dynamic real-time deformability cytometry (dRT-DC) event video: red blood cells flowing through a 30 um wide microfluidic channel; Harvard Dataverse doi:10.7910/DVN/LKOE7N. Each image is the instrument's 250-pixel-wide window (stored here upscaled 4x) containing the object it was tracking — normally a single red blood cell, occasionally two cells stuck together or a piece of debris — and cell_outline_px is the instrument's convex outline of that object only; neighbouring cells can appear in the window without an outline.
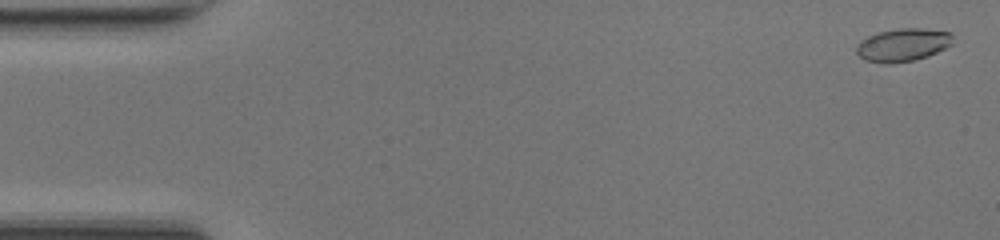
{"species": "common noctule bat (a hibernating species)", "species_latin": "Nyctalus noctula", "temperature_condition": "room temperature", "stored_images_in_passage": 50, "camera_frame_rate_fps": 3000, "um_per_image_px": 0.085, "animal": {"sex": "female", "body_mass_g": 17.0, "forearm_length_mm": 48.0}, "frame": {"image": 1, "passage_image": 2, "time_ms": 0.333, "image_size_px": [1000, 240], "cell_outline_px": [[952, 44], [928, 56], [912, 60], [888, 64], [864, 60], [856, 52], [856, 44], [860, 40], [868, 36], [880, 32], [900, 28], [920, 28], [952, 32]], "centroid_in_image_um": [76.72, 3.81], "position_along_channel_um": 8.3, "area_um2": 18.44}}
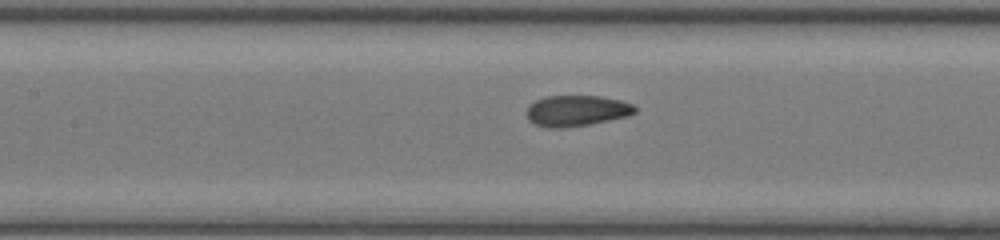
{"frame": {"image": 2, "passage_image": 23, "time_ms": 7.333, "image_size_px": [1000, 240], "cell_outline_px": [[636, 112], [628, 116], [592, 124], [564, 128], [548, 128], [536, 124], [528, 120], [528, 104], [536, 100], [548, 96], [600, 96], [620, 100], [632, 104], [636, 108]], "centroid_in_image_um": [49.02, 9.42], "position_along_channel_um": 158.4, "area_um2": 19.54}}
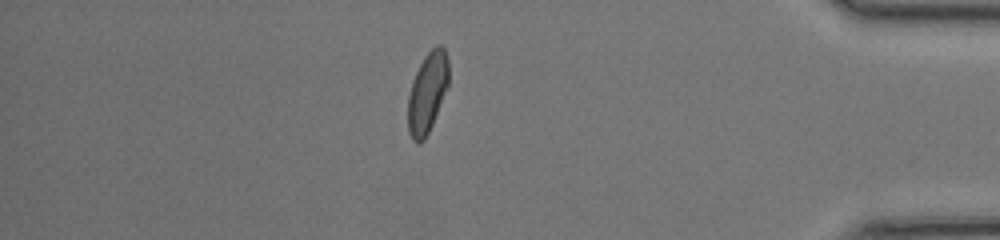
{"frame": {"image": 3, "passage_image": 43, "time_ms": 14.0, "image_size_px": [1000, 240], "cell_outline_px": [[448, 88], [432, 124], [424, 140], [416, 144], [412, 140], [408, 132], [408, 96], [412, 80], [424, 56], [436, 44], [440, 44], [444, 48], [448, 60]], "centroid_in_image_um": [36.32, 7.87], "position_along_channel_um": 398.9, "area_um2": 19.19}, "authors_computed_cell_mechanics": {"area_um2": 19.3052, "velocity_mm_per_s": 4.2273, "shape_relaxation_time_tau1_ms": 3.4872, "shape_relaxation_time_tau2_ms": 1.0774, "deformation_change_tau1": 0.14, "deformation_change_tau2": 0.0653}}